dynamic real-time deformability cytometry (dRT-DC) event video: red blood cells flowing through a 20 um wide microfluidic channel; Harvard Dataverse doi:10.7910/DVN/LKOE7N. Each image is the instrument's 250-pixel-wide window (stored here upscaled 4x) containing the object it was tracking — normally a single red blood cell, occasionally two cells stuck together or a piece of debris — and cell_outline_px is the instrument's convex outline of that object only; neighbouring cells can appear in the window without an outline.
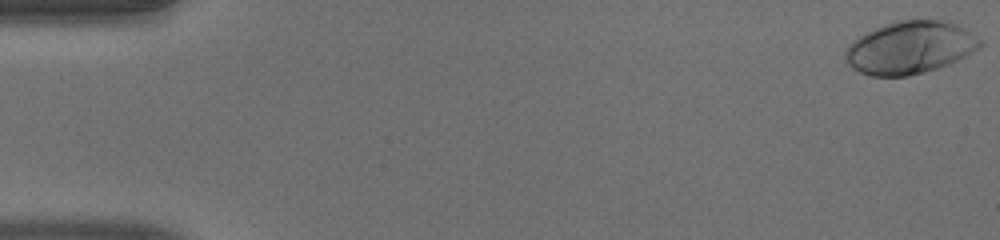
{"species": "human", "species_latin": "Homo sapiens", "temperature_condition": "warm", "stored_images_in_passage": 51, "camera_frame_rate_fps": 3000, "um_per_image_px": 0.085, "donor": {"sex": "male"}, "frame": {"image": 1, "passage_image": 1, "time_ms": 0.0, "image_size_px": [1000, 240], "cell_outline_px": [[984, 44], [980, 48], [948, 64], [936, 68], [908, 76], [872, 76], [860, 72], [852, 68], [848, 64], [844, 56], [844, 52], [852, 40], [876, 28], [896, 20], [940, 20], [956, 24], [964, 28], [980, 40]], "centroid_in_image_um": [77.32, 4.05], "position_along_channel_um": 7.7, "area_um2": 40.86}}
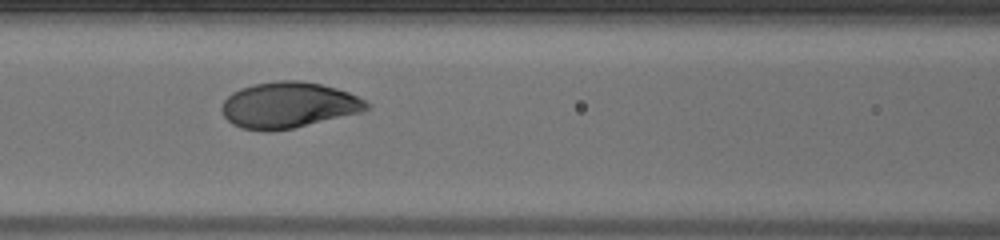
{"frame": {"image": 2, "passage_image": 23, "time_ms": 7.333, "image_size_px": [1000, 240], "cell_outline_px": [[372, 104], [368, 108], [360, 112], [292, 128], [268, 132], [240, 128], [232, 124], [224, 116], [220, 108], [224, 100], [232, 92], [240, 88], [252, 84], [276, 80], [300, 80], [320, 84], [336, 88], [348, 92]], "centroid_in_image_um": [24.47, 8.92], "position_along_channel_um": 142.1, "area_um2": 38.78}}
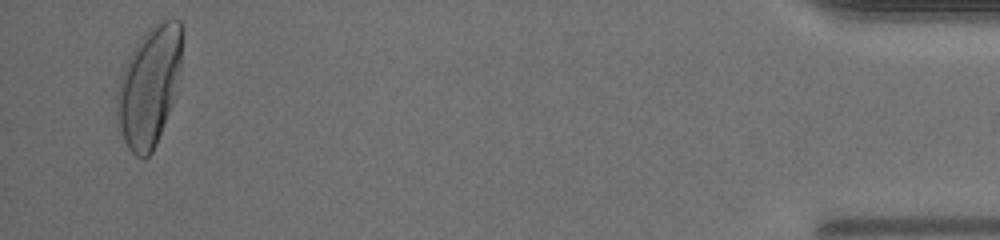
{"frame": {"image": 3, "passage_image": 50, "time_ms": 16.333, "image_size_px": [1000, 240], "cell_outline_px": [[184, 32], [180, 68], [172, 100], [168, 112], [156, 144], [152, 152], [144, 160], [136, 156], [128, 148], [124, 140], [120, 128], [116, 108], [116, 92], [120, 76], [132, 52], [140, 40], [164, 16], [180, 20]], "centroid_in_image_um": [12.7, 7.3], "position_along_channel_um": 422.5, "area_um2": 44.8}, "authors_computed_cell_mechanics": {"area_um2": 38.4948, "velocity_mm_per_s": 4.005, "shape_relaxation_time_tau1_ms": 3.0286, "shape_relaxation_time_tau2_ms": null, "deformation_change_tau1": 0.2012, "deformation_change_tau2": null}}